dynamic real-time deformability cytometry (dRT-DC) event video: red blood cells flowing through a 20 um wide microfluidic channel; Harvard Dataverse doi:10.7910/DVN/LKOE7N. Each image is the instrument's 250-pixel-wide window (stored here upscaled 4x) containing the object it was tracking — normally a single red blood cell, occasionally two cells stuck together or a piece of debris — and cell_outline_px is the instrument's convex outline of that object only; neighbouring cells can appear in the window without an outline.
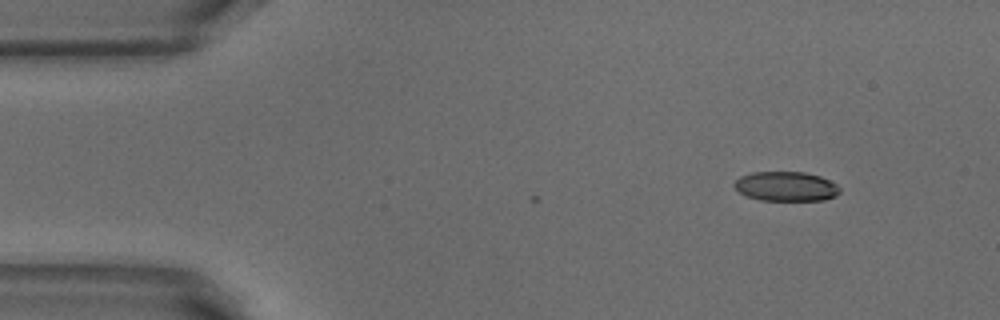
{"species": "common noctule bat (a hibernating species)", "species_latin": "Nyctalus noctula", "temperature_condition": "warm", "stored_images_in_passage": 3, "camera_frame_rate_fps": 3000, "um_per_image_px": 0.085, "animal": {"sex": "male", "body_mass_g": 18.8}, "frame": {"image": 1, "passage_image": 1, "time_ms": 0.0, "image_size_px": [1000, 320], "cell_outline_px": [[840, 192], [836, 196], [824, 200], [760, 200], [748, 196], [740, 192], [732, 184], [740, 176], [752, 172], [804, 172], [820, 176], [836, 184], [840, 188]], "centroid_in_image_um": [66.82, 15.84], "position_along_channel_um": 18.2, "area_um2": 18.09}}